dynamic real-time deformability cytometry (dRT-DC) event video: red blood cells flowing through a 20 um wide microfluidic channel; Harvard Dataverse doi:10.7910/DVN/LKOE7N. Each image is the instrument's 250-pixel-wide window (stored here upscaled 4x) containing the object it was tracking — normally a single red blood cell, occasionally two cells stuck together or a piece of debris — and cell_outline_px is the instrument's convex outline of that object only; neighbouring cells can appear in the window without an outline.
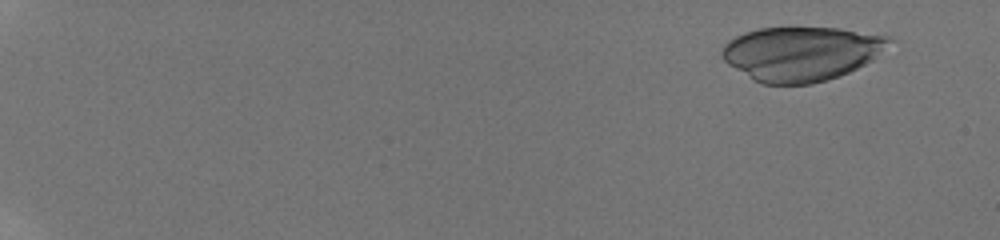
{"species": "human", "species_latin": "Homo sapiens", "temperature_condition": "room temperature", "stored_images_in_passage": 15, "camera_frame_rate_fps": 3000, "um_per_image_px": 0.085, "donor": {"sex": "male"}, "frame": {"image": 1, "passage_image": 3, "time_ms": 1.0, "image_size_px": [1000, 240], "cell_outline_px": [[896, 40], [872, 60], [848, 72], [828, 80], [812, 84], [764, 84], [752, 80], [728, 64], [720, 56], [720, 52], [724, 44], [728, 40], [744, 32], [760, 28], [840, 28], [892, 36]], "centroid_in_image_um": [68.12, 4.55], "position_along_channel_um": 16.9, "area_um2": 53.23}}
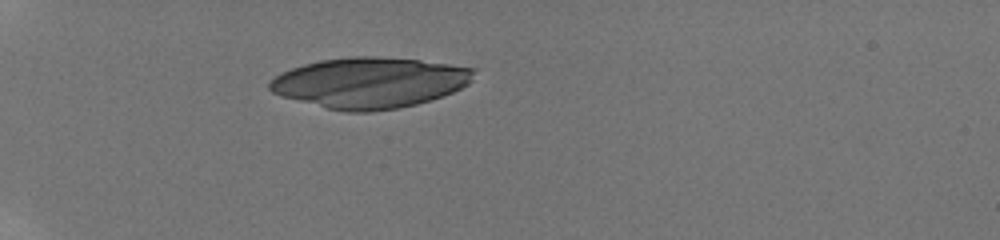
{"frame": {"image": 2, "passage_image": 9, "time_ms": 6.0, "image_size_px": [1000, 240], "cell_outline_px": [[476, 68], [472, 80], [468, 84], [452, 92], [416, 104], [400, 108], [372, 112], [344, 112], [280, 96], [272, 92], [268, 88], [268, 84], [280, 72], [304, 64], [320, 60], [348, 56], [376, 56], [420, 60]], "centroid_in_image_um": [31.41, 7.02], "position_along_channel_um": 53.6, "area_um2": 60.34}}